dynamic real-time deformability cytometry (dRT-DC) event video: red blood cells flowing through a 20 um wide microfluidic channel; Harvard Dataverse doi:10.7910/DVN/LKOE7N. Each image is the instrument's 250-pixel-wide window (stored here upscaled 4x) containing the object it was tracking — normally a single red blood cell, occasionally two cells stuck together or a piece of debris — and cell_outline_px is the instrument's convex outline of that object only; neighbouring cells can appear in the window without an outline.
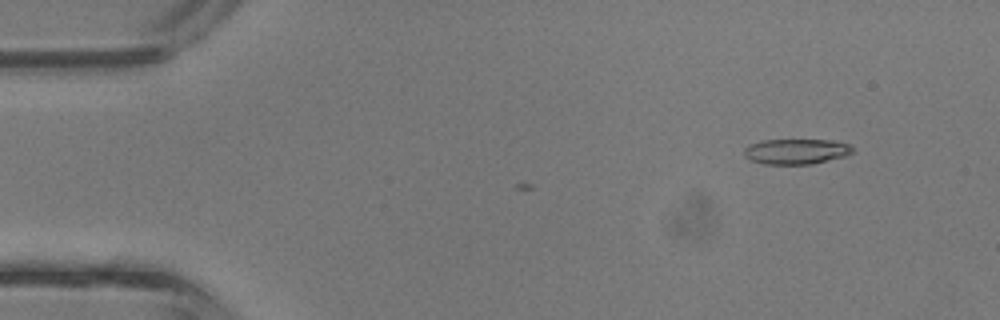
{"species": "common noctule bat (a hibernating species)", "species_latin": "Nyctalus noctula", "temperature_condition": "room temperature", "stored_images_in_passage": 4, "camera_frame_rate_fps": 3000, "um_per_image_px": 0.085, "animal": {"sex": "male", "body_mass_g": 13.3}, "frame": {"image": 1, "passage_image": 1, "time_ms": 0.0, "image_size_px": [1000, 320], "cell_outline_px": [[852, 152], [848, 156], [812, 164], [764, 164], [752, 160], [744, 156], [744, 148], [748, 144], [764, 140], [832, 140], [848, 144], [852, 148]], "centroid_in_image_um": [67.67, 12.87], "position_along_channel_um": 17.3, "area_um2": 16.07}}